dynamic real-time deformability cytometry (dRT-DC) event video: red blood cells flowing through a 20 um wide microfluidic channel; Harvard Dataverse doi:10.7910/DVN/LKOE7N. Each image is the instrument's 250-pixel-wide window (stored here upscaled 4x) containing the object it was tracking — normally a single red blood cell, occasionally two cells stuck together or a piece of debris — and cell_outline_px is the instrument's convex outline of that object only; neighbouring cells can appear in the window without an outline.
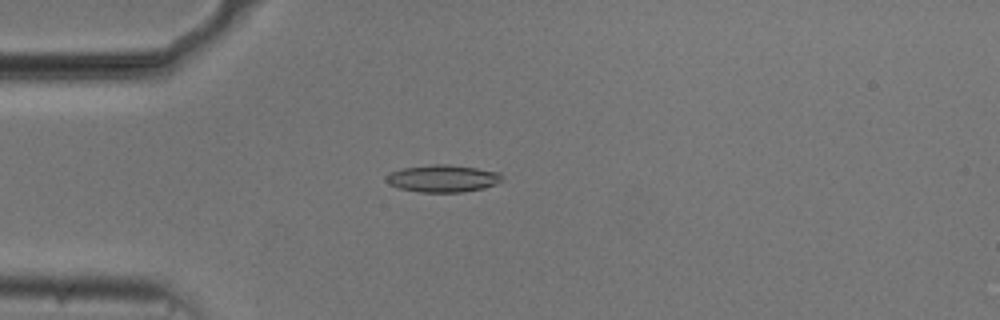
{"species": "common noctule bat (a hibernating species)", "species_latin": "Nyctalus noctula", "temperature_condition": "cold", "stored_images_in_passage": 54, "camera_frame_rate_fps": 3000, "um_per_image_px": 0.085, "animal": {"sex": "male", "body_mass_g": 20.5, "forearm_length_mm": 52.5}, "frame": {"image": 1, "passage_image": 15, "time_ms": 4.667, "image_size_px": [1000, 320], "cell_outline_px": [[504, 180], [496, 184], [484, 188], [464, 192], [420, 192], [400, 188], [388, 184], [384, 180], [384, 176], [400, 168], [436, 164], [448, 164], [476, 168], [500, 172], [504, 176]], "centroid_in_image_um": [37.65, 15.17], "position_along_channel_um": 47.3, "area_um2": 18.61}}
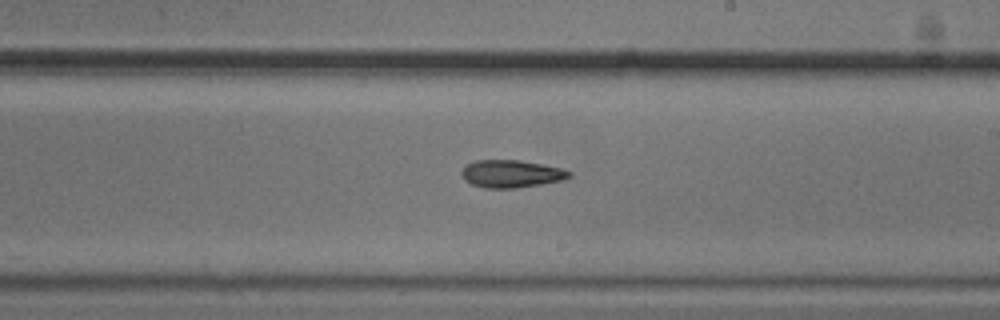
{"frame": {"image": 2, "passage_image": 32, "time_ms": 10.333, "image_size_px": [1000, 320], "cell_outline_px": [[572, 176], [564, 180], [516, 188], [484, 188], [472, 184], [464, 180], [460, 172], [464, 164], [476, 160], [520, 160], [560, 168], [572, 172]], "centroid_in_image_um": [43.42, 14.77], "position_along_channel_um": 245.6, "area_um2": 17.4}}
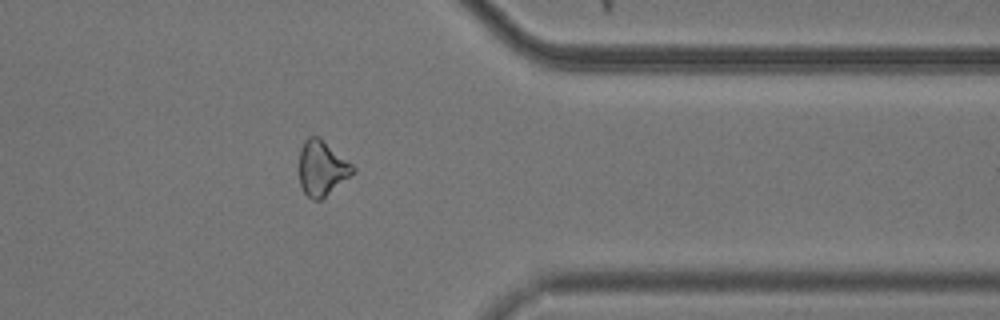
{"frame": {"image": 3, "passage_image": 44, "time_ms": 14.333, "image_size_px": [1000, 320], "cell_outline_px": [[356, 172], [320, 200], [312, 200], [304, 192], [300, 184], [300, 148], [304, 140], [308, 136], [316, 136], [352, 164], [356, 168]], "centroid_in_image_um": [27.36, 14.32], "position_along_channel_um": 384.0, "area_um2": 16.88}, "authors_computed_cell_mechanics": {"area_um2": 17.6868, "velocity_mm_per_s": 3.7461, "shape_relaxation_time_tau1_ms": 3.9775, "shape_relaxation_time_tau2_ms": 5.24, "deformation_change_tau1": 0.1108, "deformation_change_tau2": 0.1446}}